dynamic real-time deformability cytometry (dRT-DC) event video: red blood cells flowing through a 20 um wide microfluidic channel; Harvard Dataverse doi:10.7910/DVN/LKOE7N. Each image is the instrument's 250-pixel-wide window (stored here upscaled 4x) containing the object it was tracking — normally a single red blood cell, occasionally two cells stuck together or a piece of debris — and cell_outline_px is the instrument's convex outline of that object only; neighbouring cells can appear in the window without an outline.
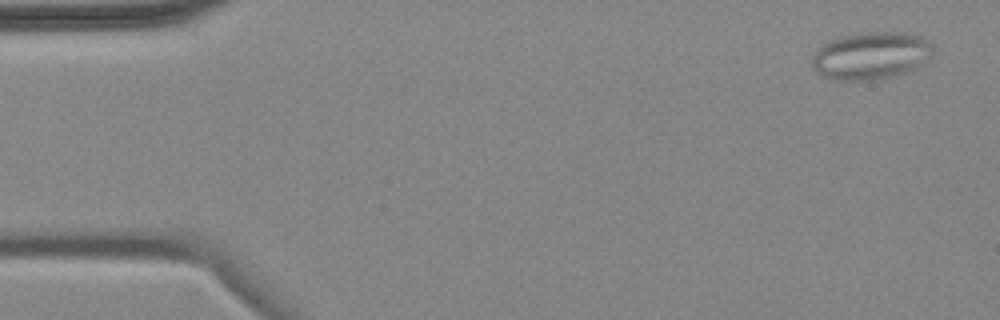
{"species": "common noctule bat (a hibernating species)", "species_latin": "Nyctalus noctula", "temperature_condition": "cold", "stored_images_in_passage": 4, "camera_frame_rate_fps": 3000, "um_per_image_px": 0.085, "animal": {"sex": "female", "body_mass_g": 18.4}, "frame": {"image": 1, "passage_image": 1, "time_ms": 0.0, "image_size_px": [1000, 320], "cell_outline_px": [[932, 52], [916, 68], [904, 72], [872, 80], [836, 80], [824, 76], [816, 72], [812, 68], [812, 56], [816, 48], [828, 40], [860, 32], [904, 32], [924, 36], [932, 44]], "centroid_in_image_um": [73.98, 4.7], "position_along_channel_um": 11.0, "area_um2": 33.41}}